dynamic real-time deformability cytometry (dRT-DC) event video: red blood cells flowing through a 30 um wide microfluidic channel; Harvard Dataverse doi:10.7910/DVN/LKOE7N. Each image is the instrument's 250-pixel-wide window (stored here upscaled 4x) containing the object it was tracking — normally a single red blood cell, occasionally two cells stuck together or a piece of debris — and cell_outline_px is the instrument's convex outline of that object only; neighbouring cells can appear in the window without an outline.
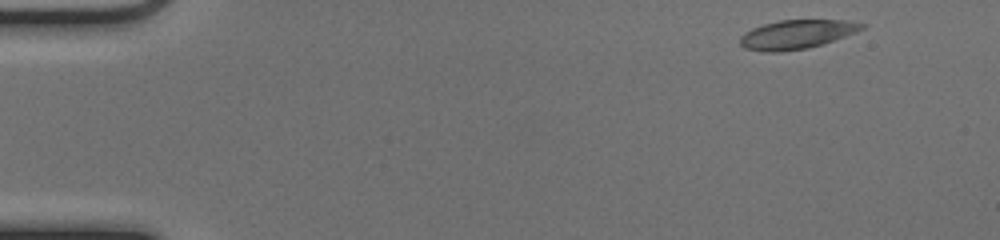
{"species": "common noctule bat (a hibernating species)", "species_latin": "Nyctalus noctula", "temperature_condition": "cold", "stored_images_in_passage": 48, "camera_frame_rate_fps": 3000, "um_per_image_px": 0.085, "animal": {"sex": "female", "body_mass_g": 17.0, "forearm_length_mm": 48.0}, "frame": {"image": 1, "passage_image": 1, "time_ms": 0.0, "image_size_px": [1000, 240], "cell_outline_px": [[864, 28], [856, 32], [808, 48], [780, 52], [764, 52], [744, 48], [740, 44], [740, 36], [744, 32], [752, 28], [764, 24], [780, 20], [844, 20], [864, 24]], "centroid_in_image_um": [67.65, 2.92], "position_along_channel_um": 17.3, "area_um2": 20.35}}
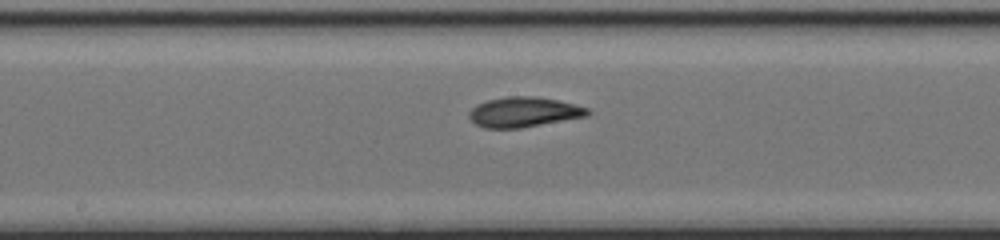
{"frame": {"image": 2, "passage_image": 24, "time_ms": 7.667, "image_size_px": [1000, 240], "cell_outline_px": [[592, 112], [588, 116], [520, 128], [484, 128], [476, 124], [468, 116], [468, 112], [476, 104], [488, 100], [508, 96], [536, 96], [576, 104], [588, 108]], "centroid_in_image_um": [44.53, 9.52], "position_along_channel_um": 203.7, "area_um2": 20.81}}
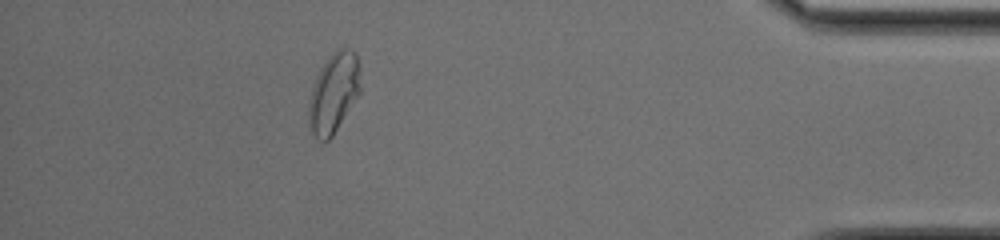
{"frame": {"image": 3, "passage_image": 43, "time_ms": 14.0, "image_size_px": [1000, 240], "cell_outline_px": [[360, 92], [332, 136], [328, 140], [320, 140], [312, 132], [308, 120], [308, 108], [312, 88], [316, 76], [320, 68], [328, 56], [336, 48], [348, 48], [356, 52], [360, 68]], "centroid_in_image_um": [28.37, 7.83], "position_along_channel_um": 406.8, "area_um2": 23.99}, "authors_computed_cell_mechanics": {"area_um2": 20.4323, "velocity_mm_per_s": 3.9667, "shape_relaxation_time_tau1_ms": 3.64, "shape_relaxation_time_tau2_ms": 1.9171, "deformation_change_tau1": 0.1548, "deformation_change_tau2": 0.083}}